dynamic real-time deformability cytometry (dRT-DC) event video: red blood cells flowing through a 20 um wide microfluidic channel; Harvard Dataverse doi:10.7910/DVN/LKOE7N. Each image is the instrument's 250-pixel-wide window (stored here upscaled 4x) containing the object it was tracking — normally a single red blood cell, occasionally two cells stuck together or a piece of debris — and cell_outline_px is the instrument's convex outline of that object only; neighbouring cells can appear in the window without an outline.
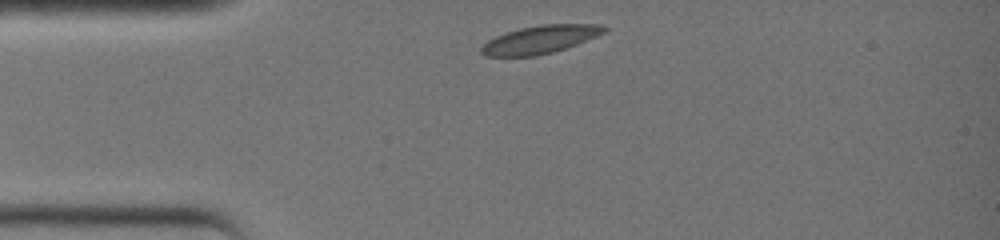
{"species": "common noctule bat (a hibernating species)", "species_latin": "Nyctalus noctula", "temperature_condition": "warm", "stored_images_in_passage": 25, "camera_frame_rate_fps": 3000, "um_per_image_px": 0.085, "animal": {"sex": "female", "body_mass_g": 19.0, "forearm_length_mm": 51.5}, "frame": {"image": 1, "passage_image": 1, "time_ms": 0.0, "image_size_px": [1000, 240], "cell_outline_px": [[608, 32], [576, 44], [552, 52], [536, 56], [484, 56], [480, 52], [480, 48], [488, 40], [496, 36], [520, 28], [544, 24], [600, 24], [608, 28]], "centroid_in_image_um": [45.93, 3.35], "position_along_channel_um": 39.1, "area_um2": 19.94}}
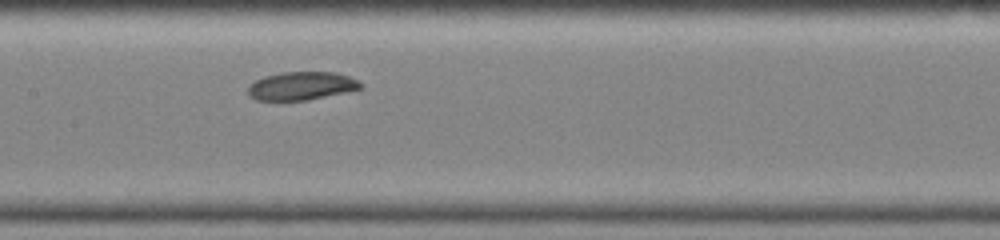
{"frame": {"image": 2, "passage_image": 11, "time_ms": 3.333, "image_size_px": [1000, 240], "cell_outline_px": [[364, 88], [348, 92], [308, 100], [256, 100], [248, 96], [248, 88], [256, 80], [264, 76], [280, 72], [336, 72], [360, 80], [364, 84]], "centroid_in_image_um": [25.69, 7.3], "position_along_channel_um": 181.7, "area_um2": 18.79}}
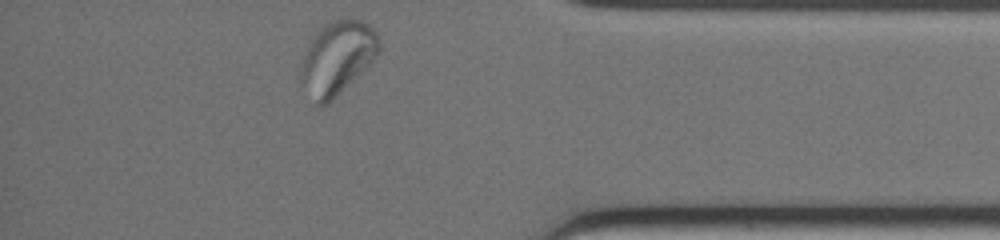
{"frame": {"image": 3, "passage_image": 25, "time_ms": 8.0, "image_size_px": [1000, 240], "cell_outline_px": [[380, 48], [376, 56], [332, 100], [324, 104], [316, 104], [300, 80], [300, 68], [304, 56], [312, 36], [324, 24], [332, 20], [348, 16], [352, 16], [368, 24], [376, 32], [380, 40]], "centroid_in_image_um": [28.67, 4.84], "position_along_channel_um": 406.5, "area_um2": 33.0}}